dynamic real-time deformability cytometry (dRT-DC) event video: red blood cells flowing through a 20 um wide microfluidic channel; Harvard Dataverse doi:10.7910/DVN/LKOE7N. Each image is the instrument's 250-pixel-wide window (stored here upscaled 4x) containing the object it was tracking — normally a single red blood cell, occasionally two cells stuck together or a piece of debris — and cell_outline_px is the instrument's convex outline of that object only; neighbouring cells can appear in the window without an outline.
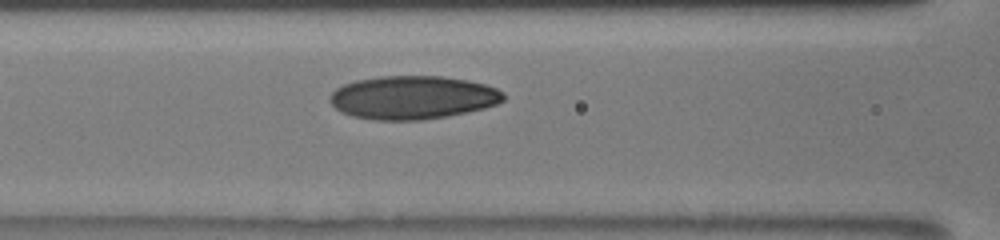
{"species": "human", "species_latin": "Homo sapiens", "temperature_condition": "room temperature", "stored_images_in_passage": 6, "camera_frame_rate_fps": 3000, "um_per_image_px": 0.085, "donor": {"sex": "male"}, "frame": {"image": 1, "passage_image": 6, "time_ms": 3.667, "image_size_px": [1000, 240], "cell_outline_px": [[504, 100], [496, 104], [484, 108], [448, 116], [420, 120], [376, 120], [352, 116], [336, 108], [328, 100], [328, 96], [336, 88], [344, 84], [356, 80], [380, 76], [440, 76], [468, 80], [484, 84], [496, 88], [504, 92]], "centroid_in_image_um": [35.07, 8.28], "position_along_channel_um": 131.5, "area_um2": 43.87}}